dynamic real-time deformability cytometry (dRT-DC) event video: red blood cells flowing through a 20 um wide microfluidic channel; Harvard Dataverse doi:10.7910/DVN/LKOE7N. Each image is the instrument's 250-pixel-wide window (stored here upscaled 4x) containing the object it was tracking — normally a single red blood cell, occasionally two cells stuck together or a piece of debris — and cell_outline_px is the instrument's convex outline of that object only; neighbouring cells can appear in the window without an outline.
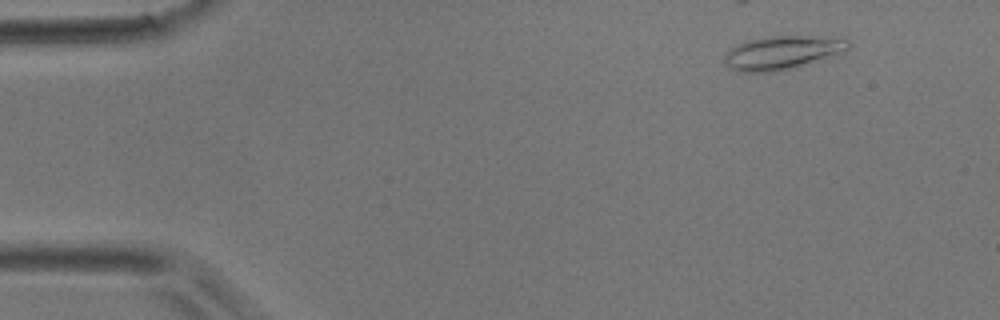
{"species": "common noctule bat (a hibernating species)", "species_latin": "Nyctalus noctula", "temperature_condition": "room temperature", "stored_images_in_passage": 3, "camera_frame_rate_fps": 3000, "um_per_image_px": 0.085, "animal": {"sex": "male", "body_mass_g": 17.9}, "frame": {"image": 1, "passage_image": 1, "time_ms": 0.0, "image_size_px": [1000, 320], "cell_outline_px": [[848, 48], [788, 68], [772, 72], [740, 72], [728, 68], [724, 60], [724, 56], [736, 44], [744, 40], [764, 36], [808, 36], [848, 40]], "centroid_in_image_um": [66.27, 4.45], "position_along_channel_um": 18.7, "area_um2": 23.12}}